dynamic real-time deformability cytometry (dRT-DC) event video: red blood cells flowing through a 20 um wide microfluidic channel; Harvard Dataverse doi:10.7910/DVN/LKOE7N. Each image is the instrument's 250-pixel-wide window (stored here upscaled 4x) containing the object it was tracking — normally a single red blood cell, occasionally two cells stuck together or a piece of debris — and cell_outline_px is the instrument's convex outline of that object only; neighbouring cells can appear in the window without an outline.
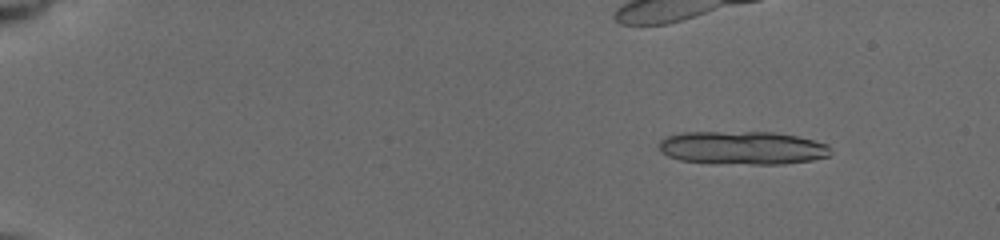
{"species": "common noctule bat (a hibernating species)", "species_latin": "Nyctalus noctula", "temperature_condition": "cold", "stored_images_in_passage": 30, "camera_frame_rate_fps": 3000, "um_per_image_px": 0.085, "animal": {"sex": "female", "body_mass_g": 19.5, "forearm_length_mm": 54.1}, "frame": {"image": 1, "passage_image": 1, "time_ms": 0.0, "image_size_px": [1000, 240], "cell_outline_px": [[832, 152], [828, 156], [812, 160], [784, 164], [712, 164], [680, 160], [668, 156], [660, 152], [660, 140], [668, 136], [684, 132], [772, 132], [796, 136], [828, 144]], "centroid_in_image_um": [63.1, 12.58], "position_along_channel_um": 21.9, "area_um2": 33.58}}